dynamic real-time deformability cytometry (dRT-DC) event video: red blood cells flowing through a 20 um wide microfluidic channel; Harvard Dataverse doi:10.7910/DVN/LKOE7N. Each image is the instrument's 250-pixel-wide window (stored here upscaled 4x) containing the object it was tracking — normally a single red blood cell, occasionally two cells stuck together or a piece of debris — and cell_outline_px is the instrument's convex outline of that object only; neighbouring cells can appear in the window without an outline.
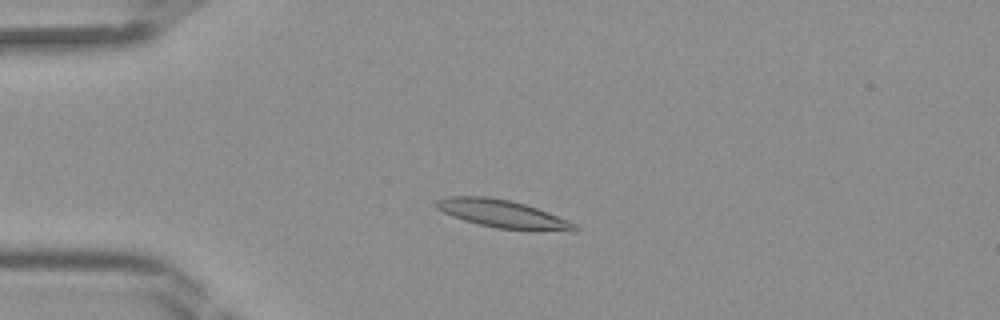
{"species": "Egyptian fruit bat (a non-hibernating species)", "species_latin": "Rousettus aegyptiacus", "temperature_condition": "room temperature", "stored_images_in_passage": 43, "camera_frame_rate_fps": 3000, "um_per_image_px": 0.085, "frame": {"image": 1, "passage_image": 10, "time_ms": 3.0, "image_size_px": [1000, 320], "cell_outline_px": [[580, 228], [576, 232], [536, 232], [496, 228], [464, 220], [452, 216], [436, 208], [436, 200], [444, 196], [488, 196], [508, 200], [524, 204], [548, 212], [568, 220], [576, 224]], "centroid_in_image_um": [42.82, 18.22], "position_along_channel_um": 42.2, "area_um2": 23.0}}
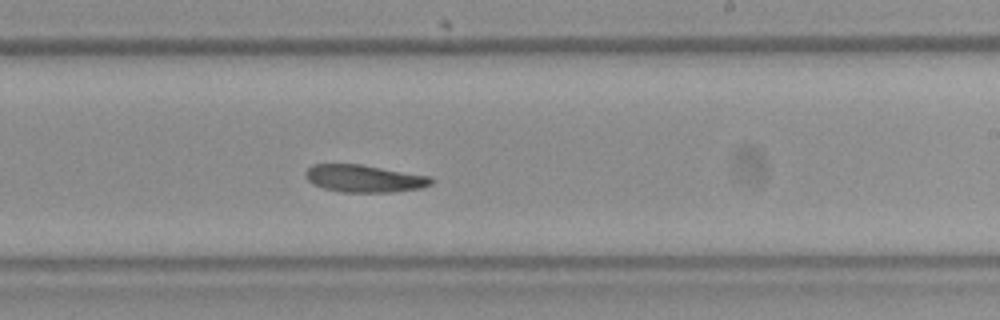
{"frame": {"image": 2, "passage_image": 26, "time_ms": 8.333, "image_size_px": [1000, 320], "cell_outline_px": [[432, 184], [420, 188], [392, 192], [344, 192], [324, 188], [312, 184], [304, 176], [304, 172], [312, 164], [360, 164], [432, 176]], "centroid_in_image_um": [30.94, 15.17], "position_along_channel_um": 258.1, "area_um2": 20.11}}
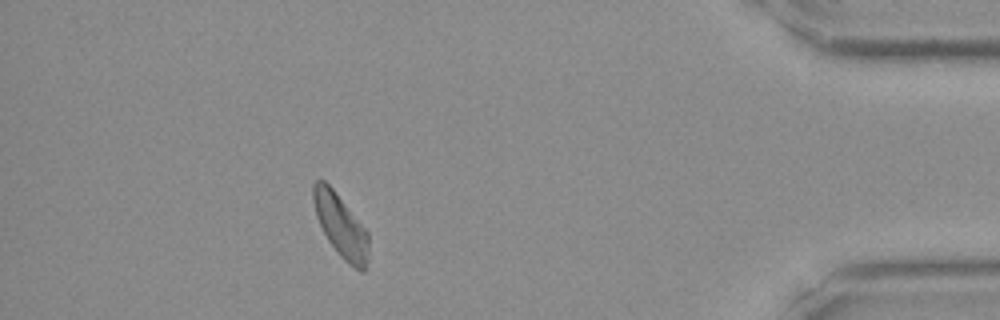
{"frame": {"image": 3, "passage_image": 39, "time_ms": 12.667, "image_size_px": [1000, 320], "cell_outline_px": [[368, 260], [364, 272], [360, 272], [348, 264], [340, 256], [328, 240], [316, 216], [312, 200], [312, 184], [316, 180], [324, 180], [332, 188], [368, 232]], "centroid_in_image_um": [28.96, 19.2], "position_along_channel_um": 406.2, "area_um2": 20.17}}